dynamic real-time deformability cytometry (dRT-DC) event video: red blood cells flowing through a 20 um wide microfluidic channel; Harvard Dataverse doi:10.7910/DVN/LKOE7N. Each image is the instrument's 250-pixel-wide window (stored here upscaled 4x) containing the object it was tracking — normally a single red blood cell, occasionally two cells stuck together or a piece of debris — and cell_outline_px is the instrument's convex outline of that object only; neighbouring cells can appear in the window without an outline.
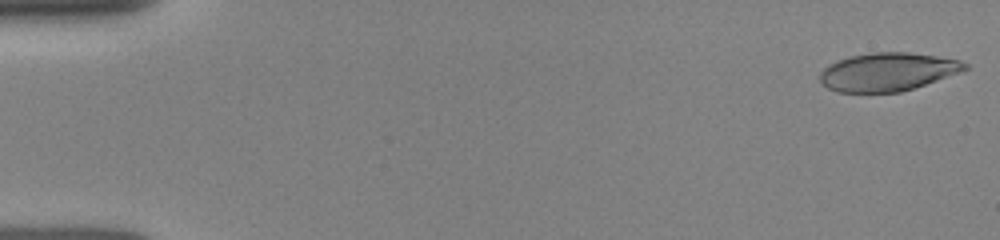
{"species": "human", "species_latin": "Homo sapiens", "temperature_condition": "room temperature", "stored_images_in_passage": 8, "camera_frame_rate_fps": 3000, "um_per_image_px": 0.085, "donor": {"sex": "female"}, "frame": {"image": 1, "passage_image": 1, "time_ms": 0.0, "image_size_px": [1000, 240], "cell_outline_px": [[968, 68], [936, 80], [900, 92], [836, 92], [828, 88], [820, 80], [820, 72], [828, 64], [836, 60], [852, 56], [872, 52], [908, 52], [936, 56], [960, 60], [968, 64]], "centroid_in_image_um": [75.4, 6.1], "position_along_channel_um": 9.6, "area_um2": 31.96}}